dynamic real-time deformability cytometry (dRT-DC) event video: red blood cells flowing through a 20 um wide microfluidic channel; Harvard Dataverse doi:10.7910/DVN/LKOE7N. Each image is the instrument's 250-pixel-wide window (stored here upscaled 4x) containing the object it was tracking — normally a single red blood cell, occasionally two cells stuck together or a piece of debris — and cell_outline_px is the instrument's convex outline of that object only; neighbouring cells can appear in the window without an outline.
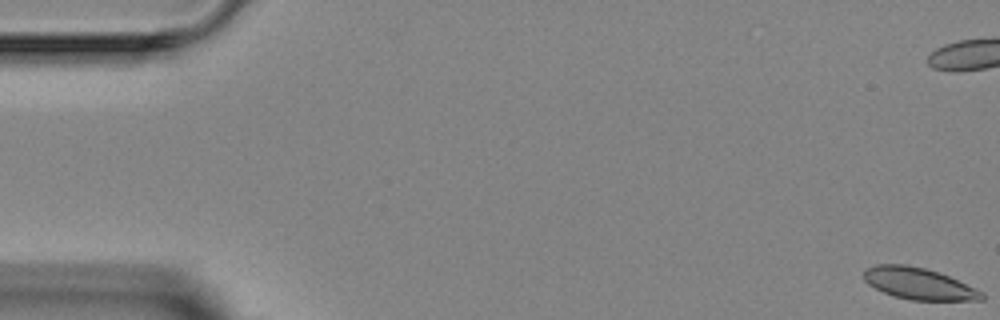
{"species": "Egyptian fruit bat (a non-hibernating species)", "species_latin": "Rousettus aegyptiacus", "temperature_condition": "room temperature", "stored_images_in_passage": 6, "camera_frame_rate_fps": 3000, "um_per_image_px": 0.085, "animal": {"sex": "female"}, "frame": {"image": 1, "passage_image": 1, "time_ms": 0.0, "image_size_px": [1000, 320], "cell_outline_px": [[984, 300], [912, 300], [896, 296], [884, 292], [868, 284], [864, 280], [864, 268], [876, 264], [904, 264], [924, 268], [948, 276], [976, 288], [984, 292]], "centroid_in_image_um": [78.09, 24.1], "position_along_channel_um": 6.9, "area_um2": 21.56}}
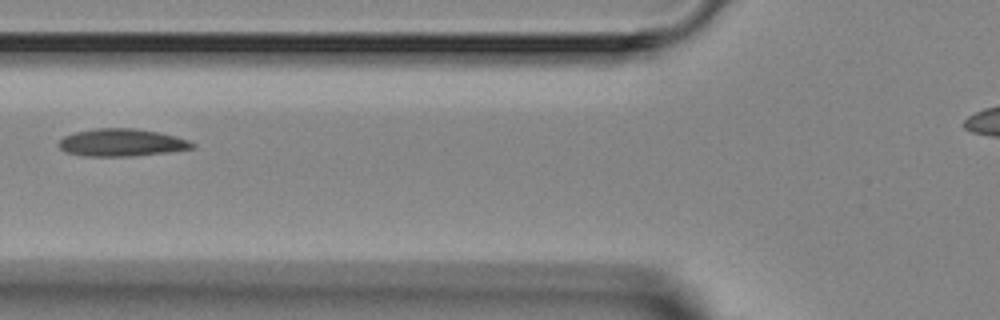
{"frame": {"image": 2, "passage_image": 6, "time_ms": 7.0, "image_size_px": [1000, 320], "cell_outline_px": [[196, 148], [168, 152], [132, 156], [84, 156], [64, 152], [56, 144], [64, 136], [76, 132], [96, 128], [132, 128], [156, 132], [176, 136], [188, 140], [196, 144]], "centroid_in_image_um": [10.33, 12.13], "position_along_channel_um": 115.5, "area_um2": 21.44}}